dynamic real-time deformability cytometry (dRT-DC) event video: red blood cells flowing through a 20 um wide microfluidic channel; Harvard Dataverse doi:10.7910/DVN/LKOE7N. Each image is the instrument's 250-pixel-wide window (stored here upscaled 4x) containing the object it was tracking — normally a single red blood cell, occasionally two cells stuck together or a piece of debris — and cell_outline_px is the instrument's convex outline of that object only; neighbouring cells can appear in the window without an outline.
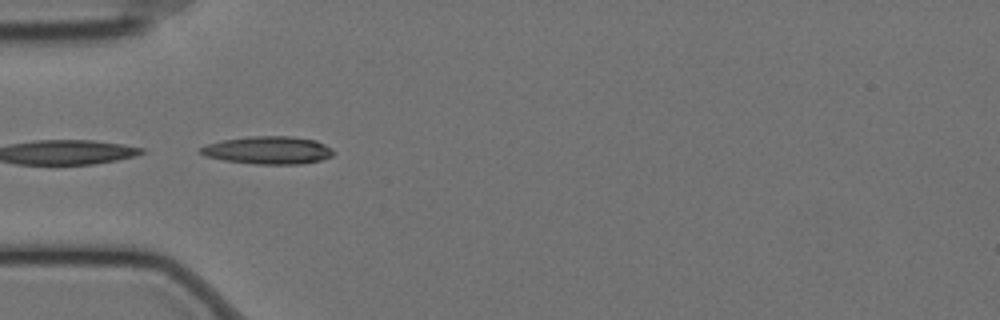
{"species": "Egyptian fruit bat (a non-hibernating species)", "species_latin": "Rousettus aegyptiacus", "temperature_condition": "cold", "stored_images_in_passage": 7, "camera_frame_rate_fps": 3000, "um_per_image_px": 0.085, "animal": {"sex": "female"}, "frame": {"image": 1, "passage_image": 1, "time_ms": 0.0, "image_size_px": [1000, 320], "cell_outline_px": [[336, 152], [332, 156], [320, 160], [300, 164], [256, 164], [224, 160], [204, 156], [196, 152], [200, 148], [208, 144], [224, 140], [252, 136], [292, 136], [316, 140], [332, 148]], "centroid_in_image_um": [22.8, 12.77], "position_along_channel_um": 62.2, "area_um2": 21.56}}